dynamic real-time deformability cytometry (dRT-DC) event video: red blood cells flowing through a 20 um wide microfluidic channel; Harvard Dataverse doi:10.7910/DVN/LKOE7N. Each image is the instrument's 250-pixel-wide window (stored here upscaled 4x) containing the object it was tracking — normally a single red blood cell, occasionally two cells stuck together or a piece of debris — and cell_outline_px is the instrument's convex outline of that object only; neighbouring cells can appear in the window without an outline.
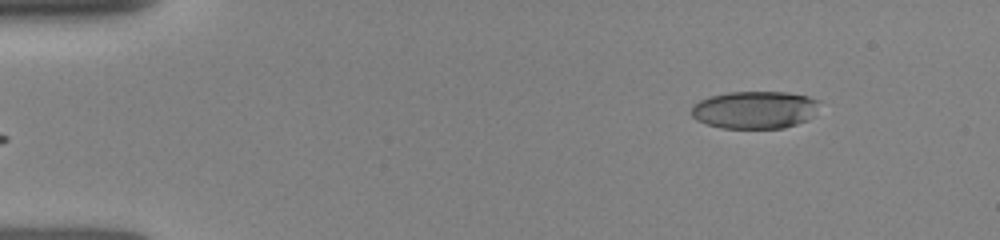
{"species": "human", "species_latin": "Homo sapiens", "temperature_condition": "room temperature", "stored_images_in_passage": 3, "segment_of_instrument_passage": [2, 2], "camera_frame_rate_fps": 3000, "um_per_image_px": 0.085, "donor": {"sex": "female"}, "frame": {"image": 1, "passage_image": 3, "time_ms": 2.333, "image_size_px": [1000, 240], "cell_outline_px": [[820, 100], [808, 120], [784, 128], [720, 128], [696, 120], [692, 116], [692, 104], [708, 96], [728, 92], [788, 92], [808, 96]], "centroid_in_image_um": [64.12, 9.33], "position_along_channel_um": 20.9, "area_um2": 28.03}}